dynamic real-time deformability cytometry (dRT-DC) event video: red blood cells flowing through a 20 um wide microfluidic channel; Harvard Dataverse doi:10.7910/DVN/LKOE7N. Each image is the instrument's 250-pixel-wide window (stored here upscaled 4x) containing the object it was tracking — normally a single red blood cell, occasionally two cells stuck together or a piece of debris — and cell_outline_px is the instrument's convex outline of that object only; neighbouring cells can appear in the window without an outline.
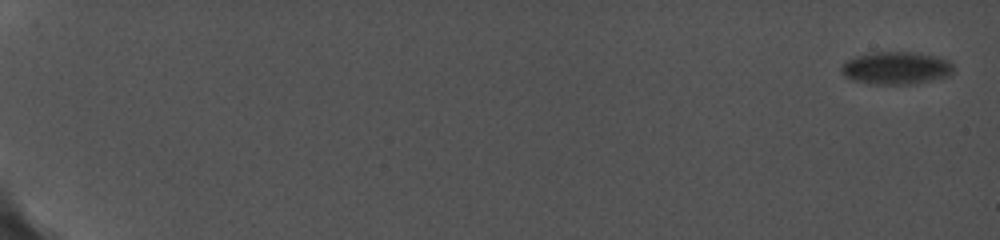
{"species": "common noctule bat (a hibernating species)", "species_latin": "Nyctalus noctula", "temperature_condition": "cold", "stored_images_in_passage": 48, "camera_frame_rate_fps": 5000, "um_per_image_px": 0.085, "animal": {"sex": "female", "body_mass_g": 19.0, "forearm_length_mm": 56.7}, "frame": {"image": 1, "passage_image": 1, "time_ms": 0.0, "image_size_px": [1000, 240], "cell_outline_px": [[952, 72], [948, 76], [916, 84], [868, 84], [852, 80], [844, 76], [840, 72], [840, 64], [844, 60], [856, 56], [872, 52], [920, 52], [936, 56], [948, 60], [952, 64]], "centroid_in_image_um": [76.11, 5.78], "position_along_channel_um": 8.9, "area_um2": 21.73}}
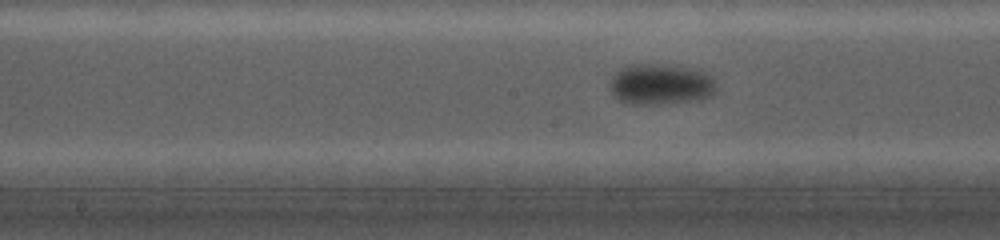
{"frame": {"image": 2, "passage_image": 31, "time_ms": 11.4, "image_size_px": [1000, 240], "cell_outline_px": [[716, 92], [712, 96], [688, 100], [656, 104], [632, 104], [620, 100], [608, 88], [612, 76], [620, 68], [632, 64], [664, 64], [688, 68], [704, 72], [712, 76], [716, 88]], "centroid_in_image_um": [56.12, 7.15], "position_along_channel_um": 192.1, "area_um2": 25.09}}
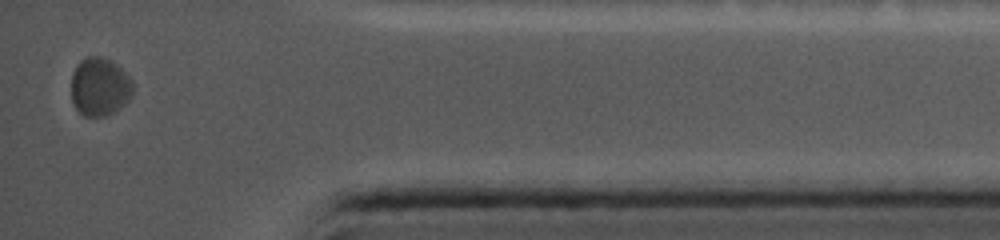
{"frame": {"image": 3, "passage_image": 48, "time_ms": 18.2, "image_size_px": [1000, 240], "cell_outline_px": [[132, 96], [124, 104], [112, 112], [104, 116], [84, 116], [76, 108], [72, 100], [72, 72], [76, 64], [80, 60], [88, 56], [100, 56], [112, 60], [132, 80]], "centroid_in_image_um": [8.46, 7.35], "position_along_channel_um": 426.7, "area_um2": 20.87}, "authors_computed_cell_mechanics": {"area_um2": 22.3108, "velocity_mm_per_s": 3.6213, "shape_relaxation_time_tau1_ms": 1.1129, "shape_relaxation_time_tau2_ms": null, "deformation_change_tau1": 0.032, "deformation_change_tau2": null}}